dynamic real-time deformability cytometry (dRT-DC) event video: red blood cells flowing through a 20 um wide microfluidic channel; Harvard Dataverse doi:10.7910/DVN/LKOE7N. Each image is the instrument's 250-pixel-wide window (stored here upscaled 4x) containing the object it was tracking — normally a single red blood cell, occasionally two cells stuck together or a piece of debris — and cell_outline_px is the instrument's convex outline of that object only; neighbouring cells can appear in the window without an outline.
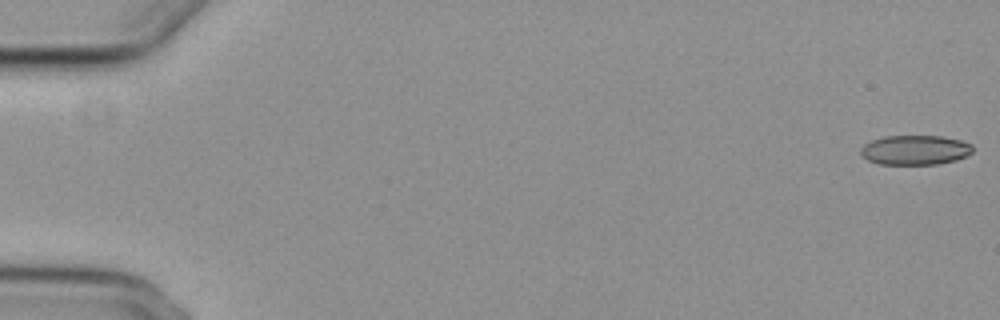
{"species": "common noctule bat (a hibernating species)", "species_latin": "Nyctalus noctula", "temperature_condition": "cold", "stored_images_in_passage": 56, "camera_frame_rate_fps": 3000, "um_per_image_px": 0.085, "animal": {"sex": "female", "body_mass_g": 29.2, "forearm_length_mm": 56.3}, "frame": {"image": 1, "passage_image": 1, "time_ms": 0.0, "image_size_px": [1000, 320], "cell_outline_px": [[972, 152], [968, 156], [956, 160], [936, 164], [880, 164], [868, 160], [860, 152], [860, 148], [864, 144], [872, 140], [884, 136], [940, 136], [960, 140], [972, 144]], "centroid_in_image_um": [77.79, 12.75], "position_along_channel_um": 7.2, "area_um2": 19.31}}
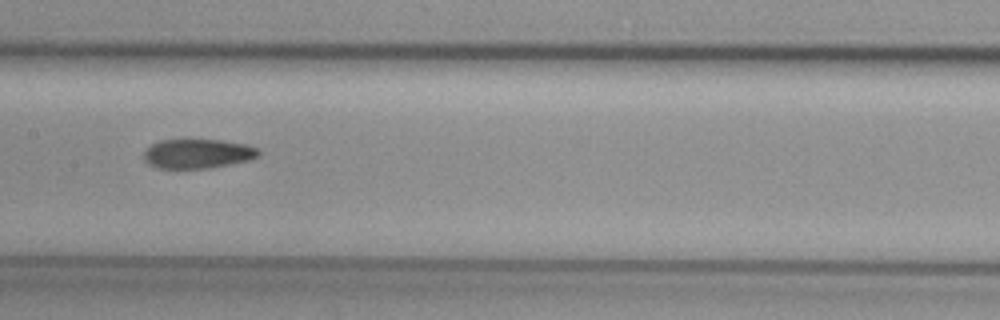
{"frame": {"image": 2, "passage_image": 29, "time_ms": 9.333, "image_size_px": [1000, 320], "cell_outline_px": [[260, 156], [248, 160], [208, 168], [156, 168], [148, 164], [144, 160], [144, 152], [152, 144], [160, 140], [220, 140], [244, 144], [256, 148], [260, 152]], "centroid_in_image_um": [16.78, 13.07], "position_along_channel_um": 190.6, "area_um2": 19.42}}
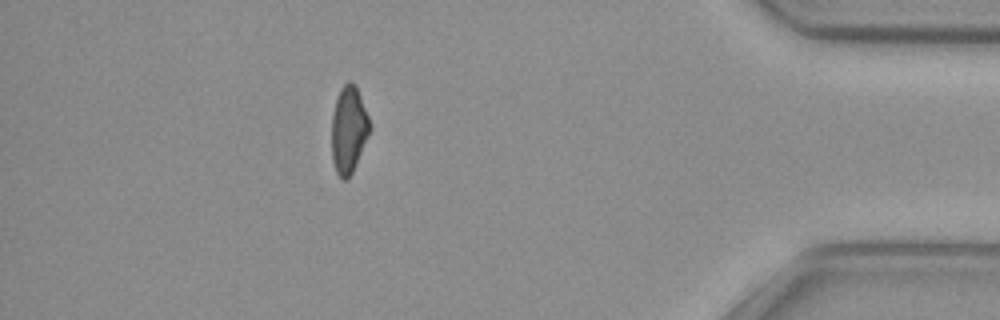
{"frame": {"image": 3, "passage_image": 50, "time_ms": 16.333, "image_size_px": [1000, 320], "cell_outline_px": [[372, 128], [356, 164], [352, 172], [344, 180], [336, 172], [332, 160], [332, 116], [336, 100], [340, 88], [348, 80], [352, 80], [356, 84], [368, 116]], "centroid_in_image_um": [29.65, 10.97], "position_along_channel_um": 405.6, "area_um2": 19.31}, "authors_computed_cell_mechanics": {"area_um2": 20.3745, "velocity_mm_per_s": 3.7321, "shape_relaxation_time_tau1_ms": null, "shape_relaxation_time_tau2_ms": 2.8319, "deformation_change_tau1": null, "deformation_change_tau2": 0.0958}}